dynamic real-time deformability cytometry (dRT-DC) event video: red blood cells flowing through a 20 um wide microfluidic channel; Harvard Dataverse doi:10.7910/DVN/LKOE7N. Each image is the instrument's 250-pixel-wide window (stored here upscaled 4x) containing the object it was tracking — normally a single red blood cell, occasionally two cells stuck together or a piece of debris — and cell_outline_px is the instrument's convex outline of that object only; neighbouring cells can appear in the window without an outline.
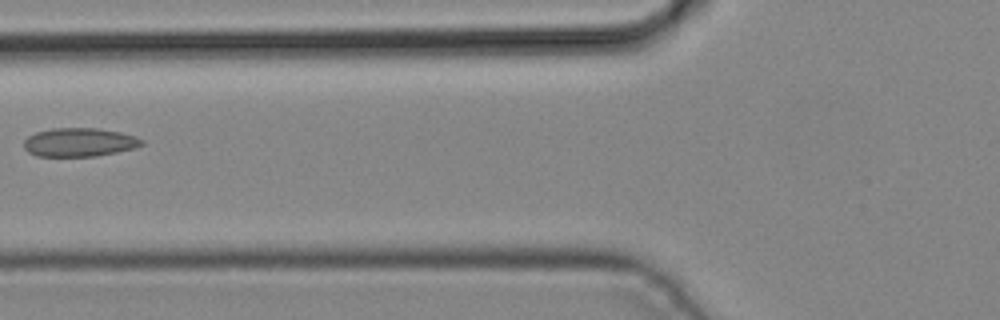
{"species": "common noctule bat (a hibernating species)", "species_latin": "Nyctalus noctula", "temperature_condition": "cold", "stored_images_in_passage": 6, "camera_frame_rate_fps": 3000, "um_per_image_px": 0.085, "animal": {"sex": "male", "body_mass_g": 19.2, "forearm_length_mm": 51.8}, "frame": {"image": 1, "passage_image": 6, "time_ms": 1.667, "image_size_px": [1000, 320], "cell_outline_px": [[144, 144], [136, 148], [96, 156], [36, 156], [28, 152], [24, 148], [24, 140], [28, 136], [36, 132], [52, 128], [96, 128], [120, 132], [136, 136], [144, 140]], "centroid_in_image_um": [6.76, 12.09], "position_along_channel_um": 119.0, "area_um2": 19.77}}